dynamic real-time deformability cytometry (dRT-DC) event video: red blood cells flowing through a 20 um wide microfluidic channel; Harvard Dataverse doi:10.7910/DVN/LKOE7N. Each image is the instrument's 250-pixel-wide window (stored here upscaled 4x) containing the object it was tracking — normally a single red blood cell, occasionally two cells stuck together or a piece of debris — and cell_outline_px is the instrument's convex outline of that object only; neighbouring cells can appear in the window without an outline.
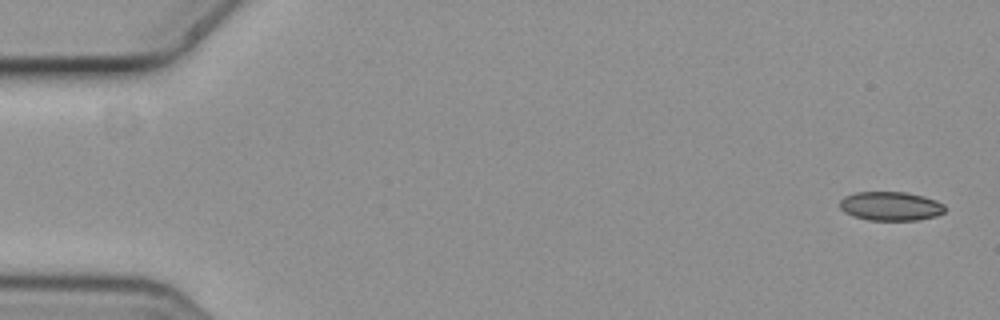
{"species": "common noctule bat (a hibernating species)", "species_latin": "Nyctalus noctula", "temperature_condition": "cold", "stored_images_in_passage": 4, "camera_frame_rate_fps": 3000, "um_per_image_px": 0.085, "animal": {"sex": "female", "body_mass_g": 19.3, "forearm_length_mm": 54.1}, "frame": {"image": 1, "passage_image": 1, "time_ms": 0.0, "image_size_px": [1000, 320], "cell_outline_px": [[944, 212], [936, 216], [916, 220], [868, 220], [852, 216], [844, 212], [840, 208], [840, 200], [844, 196], [856, 192], [908, 192], [924, 196], [936, 200], [944, 204]], "centroid_in_image_um": [75.69, 17.52], "position_along_channel_um": 9.3, "area_um2": 17.86}}
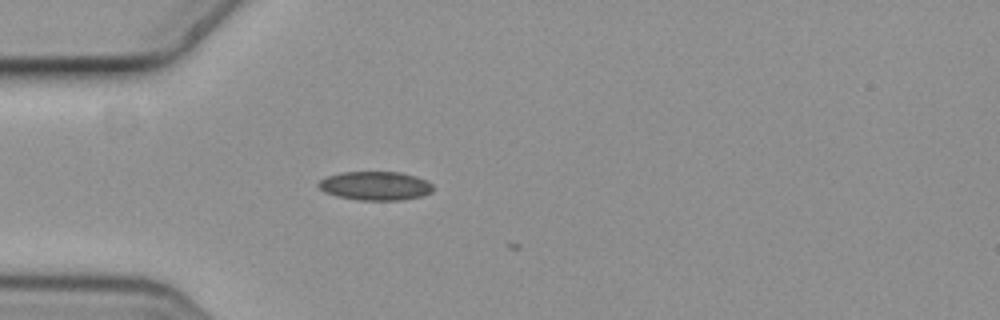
{"frame": {"image": 2, "passage_image": 4, "time_ms": 1.0, "image_size_px": [1000, 320], "cell_outline_px": [[432, 192], [420, 196], [400, 200], [356, 200], [336, 196], [324, 192], [316, 184], [320, 180], [328, 176], [344, 172], [400, 172], [416, 176], [432, 184]], "centroid_in_image_um": [31.87, 15.8], "position_along_channel_um": 53.1, "area_um2": 19.13}}